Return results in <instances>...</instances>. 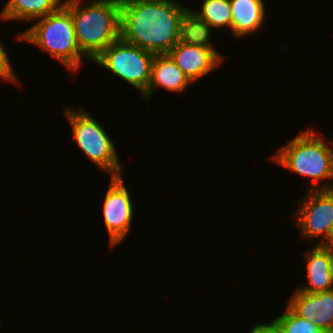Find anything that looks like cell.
<instances>
[{"label": "cell", "instance_id": "12", "mask_svg": "<svg viewBox=\"0 0 333 333\" xmlns=\"http://www.w3.org/2000/svg\"><path fill=\"white\" fill-rule=\"evenodd\" d=\"M192 84L191 80L176 65L168 54L155 55L151 66V78L147 91L142 95L147 102L157 87L169 92L181 93Z\"/></svg>", "mask_w": 333, "mask_h": 333}, {"label": "cell", "instance_id": "7", "mask_svg": "<svg viewBox=\"0 0 333 333\" xmlns=\"http://www.w3.org/2000/svg\"><path fill=\"white\" fill-rule=\"evenodd\" d=\"M298 211L291 216L297 221L302 238H319L323 245L333 227V189L308 190L299 202Z\"/></svg>", "mask_w": 333, "mask_h": 333}, {"label": "cell", "instance_id": "13", "mask_svg": "<svg viewBox=\"0 0 333 333\" xmlns=\"http://www.w3.org/2000/svg\"><path fill=\"white\" fill-rule=\"evenodd\" d=\"M232 10L231 31L242 38L257 31L264 23L266 10L263 0H229Z\"/></svg>", "mask_w": 333, "mask_h": 333}, {"label": "cell", "instance_id": "16", "mask_svg": "<svg viewBox=\"0 0 333 333\" xmlns=\"http://www.w3.org/2000/svg\"><path fill=\"white\" fill-rule=\"evenodd\" d=\"M211 28L231 29L232 10L229 0H203L200 11H193Z\"/></svg>", "mask_w": 333, "mask_h": 333}, {"label": "cell", "instance_id": "1", "mask_svg": "<svg viewBox=\"0 0 333 333\" xmlns=\"http://www.w3.org/2000/svg\"><path fill=\"white\" fill-rule=\"evenodd\" d=\"M187 9L174 0H120V37L155 55L168 54L179 42Z\"/></svg>", "mask_w": 333, "mask_h": 333}, {"label": "cell", "instance_id": "3", "mask_svg": "<svg viewBox=\"0 0 333 333\" xmlns=\"http://www.w3.org/2000/svg\"><path fill=\"white\" fill-rule=\"evenodd\" d=\"M318 135L313 129L302 131L271 157L290 171L311 178L307 190L333 189V149ZM330 143L333 146L332 140ZM321 179L329 182L320 184Z\"/></svg>", "mask_w": 333, "mask_h": 333}, {"label": "cell", "instance_id": "8", "mask_svg": "<svg viewBox=\"0 0 333 333\" xmlns=\"http://www.w3.org/2000/svg\"><path fill=\"white\" fill-rule=\"evenodd\" d=\"M105 227L109 233V247L114 248L129 234L134 217L132 199L121 176H111L103 203Z\"/></svg>", "mask_w": 333, "mask_h": 333}, {"label": "cell", "instance_id": "10", "mask_svg": "<svg viewBox=\"0 0 333 333\" xmlns=\"http://www.w3.org/2000/svg\"><path fill=\"white\" fill-rule=\"evenodd\" d=\"M168 55L191 80L196 82L210 74L221 65L223 60L210 48L178 42Z\"/></svg>", "mask_w": 333, "mask_h": 333}, {"label": "cell", "instance_id": "14", "mask_svg": "<svg viewBox=\"0 0 333 333\" xmlns=\"http://www.w3.org/2000/svg\"><path fill=\"white\" fill-rule=\"evenodd\" d=\"M64 6L63 0H8L0 12V19L35 21Z\"/></svg>", "mask_w": 333, "mask_h": 333}, {"label": "cell", "instance_id": "2", "mask_svg": "<svg viewBox=\"0 0 333 333\" xmlns=\"http://www.w3.org/2000/svg\"><path fill=\"white\" fill-rule=\"evenodd\" d=\"M81 52L92 62L120 38V0H67Z\"/></svg>", "mask_w": 333, "mask_h": 333}, {"label": "cell", "instance_id": "15", "mask_svg": "<svg viewBox=\"0 0 333 333\" xmlns=\"http://www.w3.org/2000/svg\"><path fill=\"white\" fill-rule=\"evenodd\" d=\"M211 26L191 9H187L180 19L179 42L212 49L222 60V56L210 40ZM214 47V48H213Z\"/></svg>", "mask_w": 333, "mask_h": 333}, {"label": "cell", "instance_id": "4", "mask_svg": "<svg viewBox=\"0 0 333 333\" xmlns=\"http://www.w3.org/2000/svg\"><path fill=\"white\" fill-rule=\"evenodd\" d=\"M37 21L18 34L17 40L38 46L59 60L68 71L77 70L85 55L79 48L70 11L64 6Z\"/></svg>", "mask_w": 333, "mask_h": 333}, {"label": "cell", "instance_id": "17", "mask_svg": "<svg viewBox=\"0 0 333 333\" xmlns=\"http://www.w3.org/2000/svg\"><path fill=\"white\" fill-rule=\"evenodd\" d=\"M283 333H324L313 322L296 315L288 306L282 315L274 319Z\"/></svg>", "mask_w": 333, "mask_h": 333}, {"label": "cell", "instance_id": "18", "mask_svg": "<svg viewBox=\"0 0 333 333\" xmlns=\"http://www.w3.org/2000/svg\"><path fill=\"white\" fill-rule=\"evenodd\" d=\"M7 51L0 41V78L8 80L13 83H19L15 71L12 69L11 60L9 59Z\"/></svg>", "mask_w": 333, "mask_h": 333}, {"label": "cell", "instance_id": "19", "mask_svg": "<svg viewBox=\"0 0 333 333\" xmlns=\"http://www.w3.org/2000/svg\"><path fill=\"white\" fill-rule=\"evenodd\" d=\"M249 333H283L282 329L275 320L267 324H255Z\"/></svg>", "mask_w": 333, "mask_h": 333}, {"label": "cell", "instance_id": "6", "mask_svg": "<svg viewBox=\"0 0 333 333\" xmlns=\"http://www.w3.org/2000/svg\"><path fill=\"white\" fill-rule=\"evenodd\" d=\"M154 56L155 54L128 43L120 37L94 62L132 85L143 95L150 82Z\"/></svg>", "mask_w": 333, "mask_h": 333}, {"label": "cell", "instance_id": "5", "mask_svg": "<svg viewBox=\"0 0 333 333\" xmlns=\"http://www.w3.org/2000/svg\"><path fill=\"white\" fill-rule=\"evenodd\" d=\"M64 113L81 151L100 170L111 173V176L123 175L116 147L104 127L88 111L84 110V107L73 110L66 106Z\"/></svg>", "mask_w": 333, "mask_h": 333}, {"label": "cell", "instance_id": "11", "mask_svg": "<svg viewBox=\"0 0 333 333\" xmlns=\"http://www.w3.org/2000/svg\"><path fill=\"white\" fill-rule=\"evenodd\" d=\"M306 275L309 285L300 286L299 291L318 293L333 289V249L316 244L304 253Z\"/></svg>", "mask_w": 333, "mask_h": 333}, {"label": "cell", "instance_id": "20", "mask_svg": "<svg viewBox=\"0 0 333 333\" xmlns=\"http://www.w3.org/2000/svg\"><path fill=\"white\" fill-rule=\"evenodd\" d=\"M323 245L333 249V227H332L331 235H330L329 239Z\"/></svg>", "mask_w": 333, "mask_h": 333}, {"label": "cell", "instance_id": "9", "mask_svg": "<svg viewBox=\"0 0 333 333\" xmlns=\"http://www.w3.org/2000/svg\"><path fill=\"white\" fill-rule=\"evenodd\" d=\"M287 306L299 317L313 322L324 333H333V289L318 293L296 289Z\"/></svg>", "mask_w": 333, "mask_h": 333}]
</instances>
